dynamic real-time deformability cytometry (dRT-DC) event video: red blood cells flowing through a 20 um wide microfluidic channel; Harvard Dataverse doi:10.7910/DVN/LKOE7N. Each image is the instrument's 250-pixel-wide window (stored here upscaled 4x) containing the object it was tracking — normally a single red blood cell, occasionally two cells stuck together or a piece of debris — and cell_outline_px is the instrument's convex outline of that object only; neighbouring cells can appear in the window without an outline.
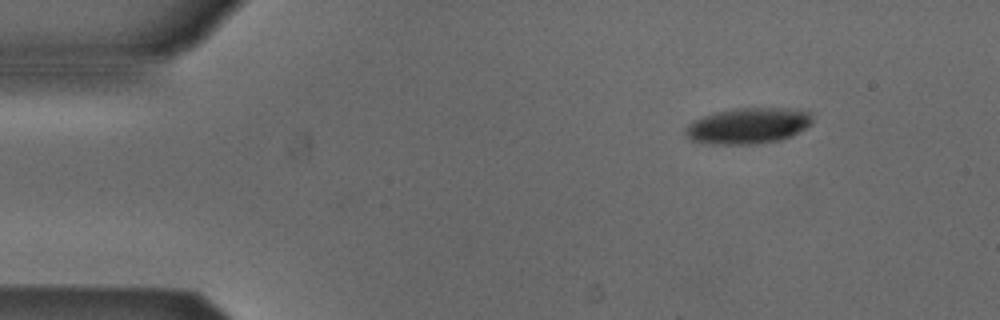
{"species": "Egyptian fruit bat (a non-hibernating species)", "species_latin": "Rousettus aegyptiacus", "temperature_condition": "cold", "stored_images_in_passage": 40, "camera_frame_rate_fps": 3000, "um_per_image_px": 0.085, "animal": {"sex": "male"}, "frame": {"image": 1, "passage_image": 1, "time_ms": 0.0, "image_size_px": [1000, 320], "cell_outline_px": [[812, 124], [792, 136], [780, 140], [756, 144], [708, 144], [688, 140], [684, 136], [684, 128], [692, 120], [716, 112], [736, 108], [792, 108], [812, 112]], "centroid_in_image_um": [63.57, 10.7], "position_along_channel_um": 21.4, "area_um2": 27.05}}
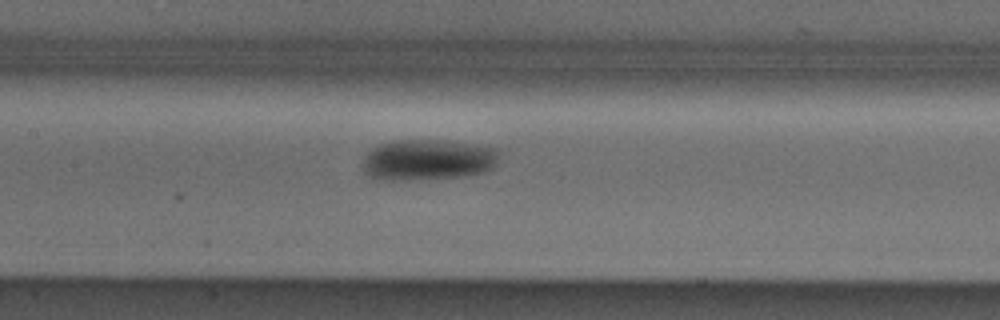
{"frame": {"image": 2, "passage_image": 19, "time_ms": 6.0, "image_size_px": [1000, 320], "cell_outline_px": [[500, 152], [496, 164], [492, 168], [484, 172], [460, 176], [424, 180], [380, 180], [368, 176], [364, 172], [360, 164], [364, 156], [372, 148], [380, 144], [396, 140], [436, 140], [472, 144], [496, 148]], "centroid_in_image_um": [36.31, 13.6], "position_along_channel_um": 171.1, "area_um2": 32.89}}
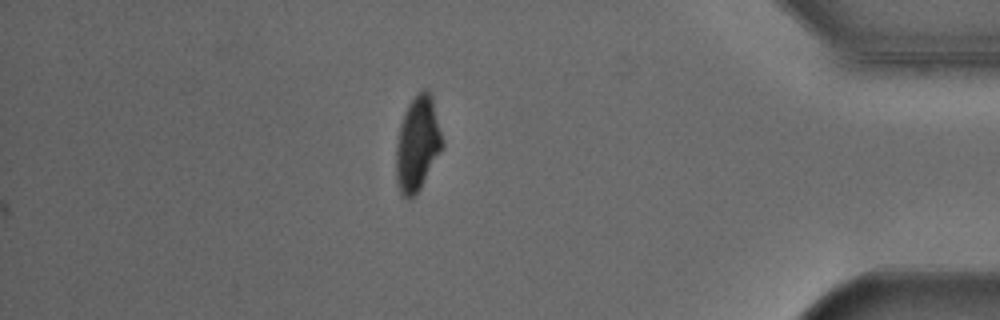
{"frame": {"image": 3, "passage_image": 40, "time_ms": 13.0, "image_size_px": [1000, 320], "cell_outline_px": [[444, 148], [420, 188], [412, 196], [404, 196], [400, 192], [396, 184], [396, 144], [400, 124], [404, 112], [408, 104], [424, 88], [428, 88], [432, 96], [444, 144]], "centroid_in_image_um": [35.5, 12.2], "position_along_channel_um": 399.7, "area_um2": 25.49}, "authors_computed_cell_mechanics": {"area_um2": 29.1023, "velocity_mm_per_s": 3.8524, "shape_relaxation_time_tau1_ms": 2.8575, "shape_relaxation_time_tau2_ms": null, "deformation_change_tau1": 0.1093, "deformation_change_tau2": null}}